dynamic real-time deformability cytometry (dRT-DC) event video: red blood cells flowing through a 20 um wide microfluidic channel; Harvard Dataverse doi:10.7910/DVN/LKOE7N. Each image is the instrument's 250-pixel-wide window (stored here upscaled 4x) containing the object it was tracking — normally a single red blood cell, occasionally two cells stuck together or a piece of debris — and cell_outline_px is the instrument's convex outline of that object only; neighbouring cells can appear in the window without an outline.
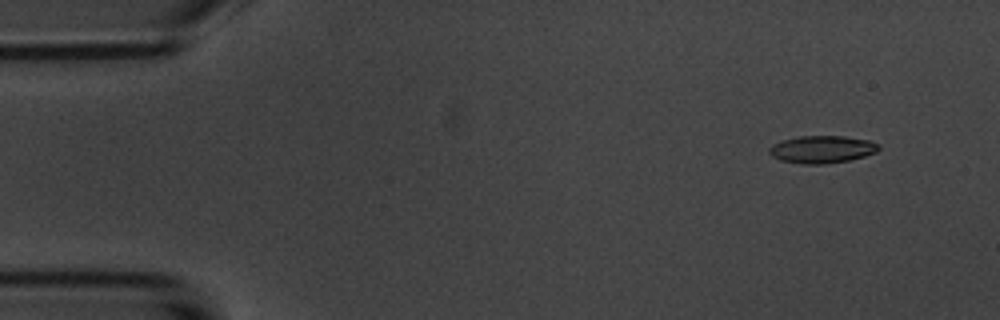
{"species": "common noctule bat (a hibernating species)", "species_latin": "Nyctalus noctula", "temperature_condition": "room temperature", "stored_images_in_passage": 15, "camera_frame_rate_fps": 3000, "um_per_image_px": 0.085, "animal": {"sex": "male", "body_mass_g": 20.1, "forearm_length_mm": 53.5}, "frame": {"image": 1, "passage_image": 2, "time_ms": 1.0, "image_size_px": [1000, 320], "cell_outline_px": [[880, 148], [876, 152], [864, 156], [848, 160], [824, 164], [800, 164], [780, 160], [772, 156], [768, 152], [768, 148], [772, 144], [784, 140], [800, 136], [844, 136], [868, 140], [880, 144]], "centroid_in_image_um": [69.85, 12.7], "position_along_channel_um": 15.1, "area_um2": 17.51}}
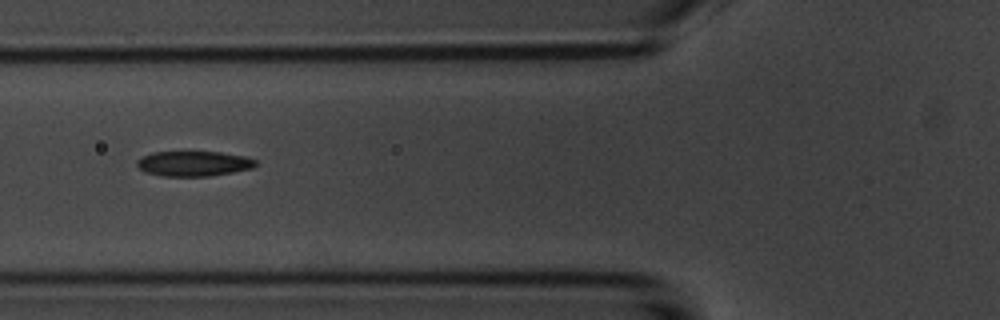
{"frame": {"image": 2, "passage_image": 6, "time_ms": 6.333, "image_size_px": [1000, 320], "cell_outline_px": [[256, 164], [252, 168], [232, 172], [208, 176], [160, 176], [144, 172], [136, 164], [136, 160], [152, 152], [220, 152], [248, 156], [256, 160]], "centroid_in_image_um": [16.46, 13.9], "position_along_channel_um": 109.3, "area_um2": 17.4}}
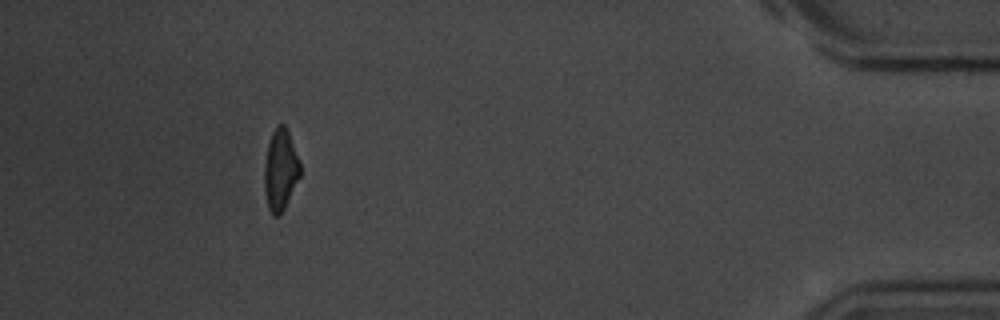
{"frame": {"image": 3, "passage_image": 14, "time_ms": 16.333, "image_size_px": [1000, 320], "cell_outline_px": [[300, 176], [284, 208], [276, 216], [272, 216], [268, 208], [264, 192], [264, 164], [268, 144], [272, 132], [276, 124], [284, 124], [288, 132], [300, 164]], "centroid_in_image_um": [23.81, 14.44], "position_along_channel_um": 411.4, "area_um2": 16.76}, "authors_computed_cell_mechanics": {"area_um2": 17.5712, "velocity_mm_per_s": 3.6118, "shape_relaxation_time_tau1_ms": 6.6646, "shape_relaxation_time_tau2_ms": null, "deformation_change_tau1": 0.1831, "deformation_change_tau2": null}}